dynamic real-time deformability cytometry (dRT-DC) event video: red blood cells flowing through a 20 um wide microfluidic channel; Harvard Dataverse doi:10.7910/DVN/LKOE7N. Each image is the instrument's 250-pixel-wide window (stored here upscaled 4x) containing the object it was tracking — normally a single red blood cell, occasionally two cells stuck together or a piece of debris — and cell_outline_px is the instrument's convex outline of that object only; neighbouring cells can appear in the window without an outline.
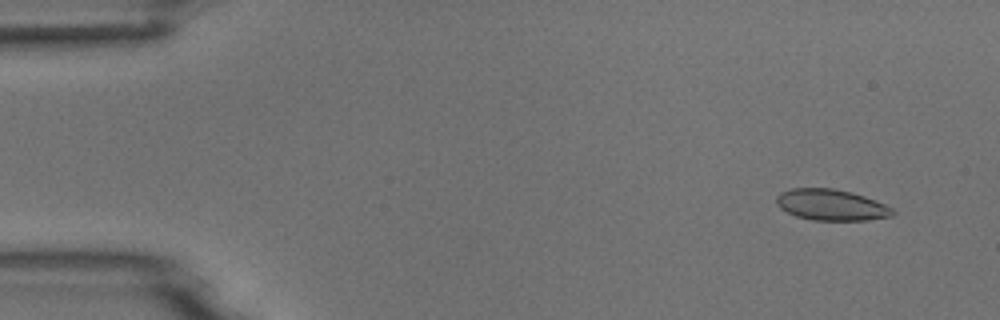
{"species": "common noctule bat (a hibernating species)", "species_latin": "Nyctalus noctula", "temperature_condition": "room temperature", "stored_images_in_passage": 4, "camera_frame_rate_fps": 3000, "um_per_image_px": 0.085, "animal": {"sex": "male", "body_mass_g": 18.8}, "frame": {"image": 1, "passage_image": 1, "time_ms": 0.0, "image_size_px": [1000, 320], "cell_outline_px": [[896, 212], [892, 216], [868, 220], [812, 220], [796, 216], [780, 208], [776, 204], [776, 196], [780, 192], [792, 188], [832, 188], [852, 192], [876, 200], [892, 208]], "centroid_in_image_um": [70.65, 17.41], "position_along_channel_um": 14.3, "area_um2": 21.15}}
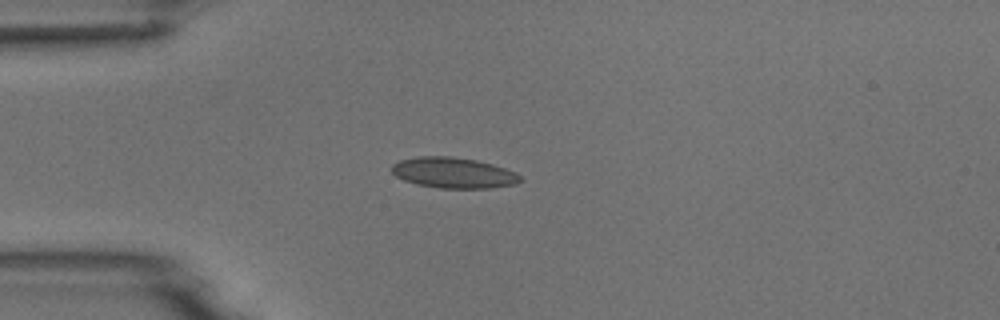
{"frame": {"image": 2, "passage_image": 4, "time_ms": 3.333, "image_size_px": [1000, 320], "cell_outline_px": [[524, 180], [516, 184], [492, 188], [440, 188], [416, 184], [404, 180], [396, 176], [392, 172], [392, 164], [400, 160], [416, 156], [452, 156], [476, 160], [492, 164], [516, 172]], "centroid_in_image_um": [38.56, 14.69], "position_along_channel_um": 46.4, "area_um2": 23.12}}